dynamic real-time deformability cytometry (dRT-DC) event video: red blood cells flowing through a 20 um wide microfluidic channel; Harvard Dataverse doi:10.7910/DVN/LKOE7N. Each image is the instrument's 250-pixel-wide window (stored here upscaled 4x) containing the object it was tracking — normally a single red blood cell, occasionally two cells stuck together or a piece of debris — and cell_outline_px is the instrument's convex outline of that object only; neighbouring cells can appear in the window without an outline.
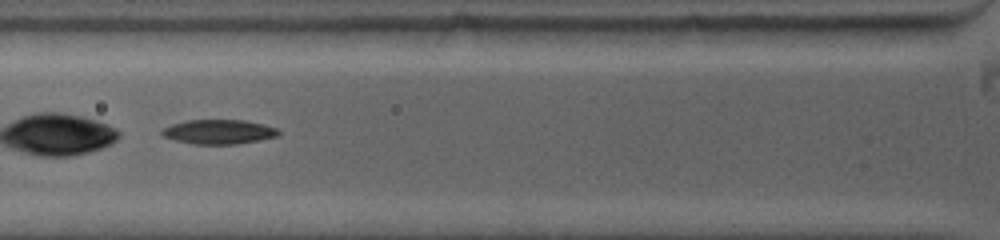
{"species": "common noctule bat (a hibernating species)", "species_latin": "Nyctalus noctula", "temperature_condition": "warm", "stored_images_in_passage": 11, "camera_frame_rate_fps": 5000, "um_per_image_px": 0.085, "animal": {"sex": "female", "body_mass_g": 19.0, "forearm_length_mm": 53.3}, "frame": {"image": 1, "passage_image": 9, "time_ms": 1.4, "image_size_px": [1000, 240], "cell_outline_px": [[280, 136], [260, 140], [236, 144], [192, 144], [172, 140], [164, 136], [160, 132], [164, 128], [172, 124], [184, 120], [244, 120], [264, 124], [276, 128], [280, 132]], "centroid_in_image_um": [18.6, 11.21], "position_along_channel_um": 107.2, "area_um2": 16.76}}